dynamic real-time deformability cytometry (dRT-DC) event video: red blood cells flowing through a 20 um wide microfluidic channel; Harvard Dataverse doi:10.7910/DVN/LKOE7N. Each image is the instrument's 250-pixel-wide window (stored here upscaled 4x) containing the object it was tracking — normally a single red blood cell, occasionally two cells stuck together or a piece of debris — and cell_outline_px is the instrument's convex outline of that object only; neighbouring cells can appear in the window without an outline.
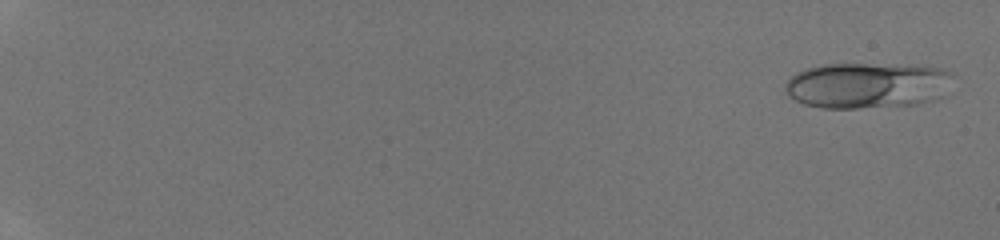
{"species": "human", "species_latin": "Homo sapiens", "temperature_condition": "room temperature", "stored_images_in_passage": 46, "camera_frame_rate_fps": 3000, "um_per_image_px": 0.085, "donor": {"sex": "male"}, "frame": {"image": 1, "passage_image": 2, "time_ms": 0.333, "image_size_px": [1000, 240], "cell_outline_px": [[952, 72], [948, 96], [936, 100], [916, 104], [860, 108], [820, 108], [804, 104], [788, 96], [784, 88], [784, 84], [796, 72], [804, 68], [820, 64], [924, 64], [940, 68]], "centroid_in_image_um": [73.78, 7.24], "position_along_channel_um": 11.2, "area_um2": 46.01}}
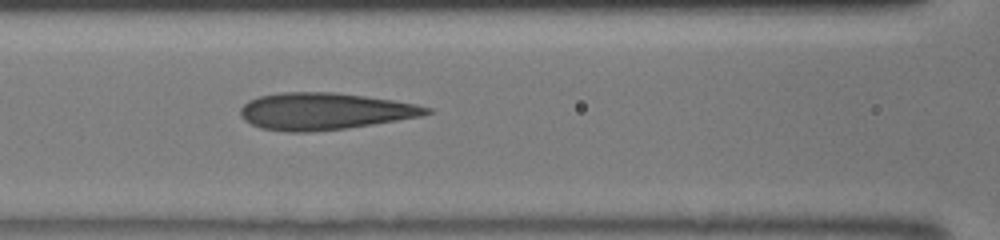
{"frame": {"image": 2, "passage_image": 24, "time_ms": 7.667, "image_size_px": [1000, 240], "cell_outline_px": [[432, 112], [424, 116], [348, 128], [308, 132], [288, 132], [260, 128], [244, 120], [240, 116], [240, 108], [248, 100], [260, 96], [280, 92], [332, 92], [364, 96], [392, 100], [416, 104], [432, 108]], "centroid_in_image_um": [27.58, 9.46], "position_along_channel_um": 139.0, "area_um2": 40.11}}
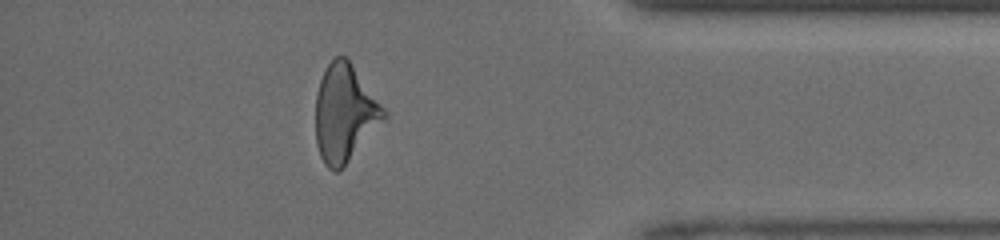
{"frame": {"image": 3, "passage_image": 42, "time_ms": 13.667, "image_size_px": [1000, 240], "cell_outline_px": [[388, 120], [336, 172], [328, 168], [324, 164], [320, 156], [316, 144], [316, 92], [320, 80], [328, 64], [336, 56], [344, 56], [352, 64], [388, 112]], "centroid_in_image_um": [29.33, 9.63], "position_along_channel_um": 405.9, "area_um2": 38.73}}